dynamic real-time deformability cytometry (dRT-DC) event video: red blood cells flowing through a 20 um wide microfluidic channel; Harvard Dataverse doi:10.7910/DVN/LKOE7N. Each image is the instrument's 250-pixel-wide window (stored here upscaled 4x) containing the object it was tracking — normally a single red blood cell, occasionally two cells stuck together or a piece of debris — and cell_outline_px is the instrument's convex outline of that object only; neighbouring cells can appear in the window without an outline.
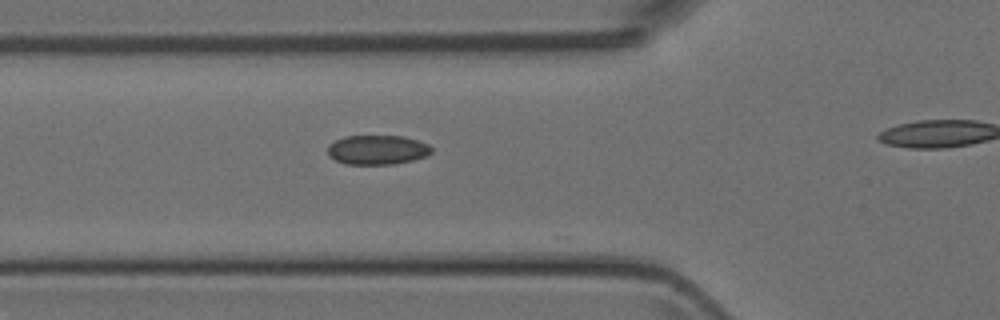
{"species": "Egyptian fruit bat (a non-hibernating species)", "species_latin": "Rousettus aegyptiacus", "temperature_condition": "room temperature", "stored_images_in_passage": 10, "camera_frame_rate_fps": 3000, "um_per_image_px": 0.085, "animal": {"sex": "female"}, "frame": {"image": 1, "passage_image": 4, "time_ms": 1.0, "image_size_px": [1000, 320], "cell_outline_px": [[432, 152], [424, 156], [412, 160], [392, 164], [344, 164], [328, 156], [328, 144], [344, 136], [404, 136], [428, 144], [432, 148]], "centroid_in_image_um": [32.04, 12.73], "position_along_channel_um": 93.8, "area_um2": 17.74}}
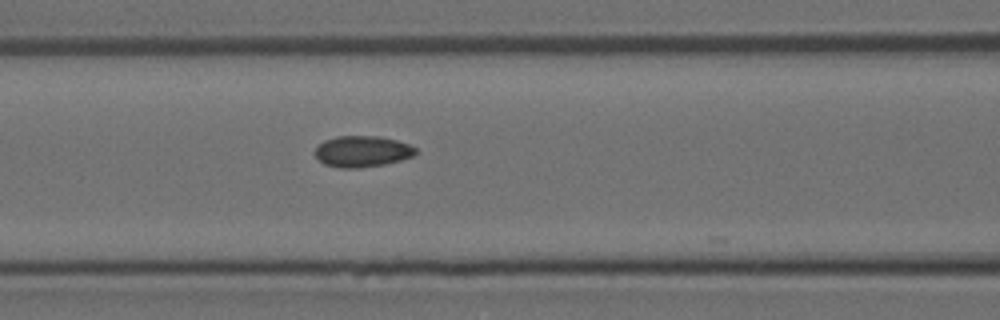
{"frame": {"image": 2, "passage_image": 7, "time_ms": 2.0, "image_size_px": [1000, 320], "cell_outline_px": [[416, 152], [412, 156], [400, 160], [384, 164], [356, 168], [340, 168], [324, 164], [316, 156], [316, 148], [324, 140], [336, 136], [380, 136], [396, 140], [408, 144], [416, 148]], "centroid_in_image_um": [30.78, 12.86], "position_along_channel_um": 135.8, "area_um2": 18.09}}